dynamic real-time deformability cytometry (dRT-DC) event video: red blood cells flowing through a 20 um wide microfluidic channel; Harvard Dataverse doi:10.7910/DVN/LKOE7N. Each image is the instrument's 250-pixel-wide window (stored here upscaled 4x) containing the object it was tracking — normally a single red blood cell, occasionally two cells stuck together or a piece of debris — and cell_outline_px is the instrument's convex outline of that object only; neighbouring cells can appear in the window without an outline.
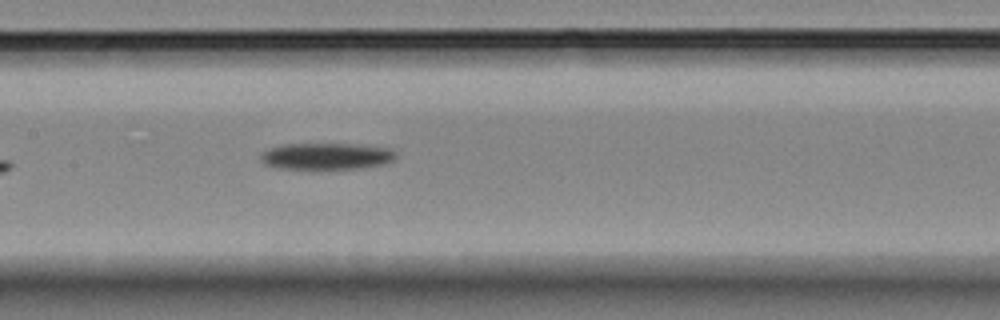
{"species": "Egyptian fruit bat (a non-hibernating species)", "species_latin": "Rousettus aegyptiacus", "temperature_condition": "room temperature", "stored_images_in_passage": 8, "camera_frame_rate_fps": 3000, "um_per_image_px": 0.085, "animal": {"sex": "female"}, "frame": {"image": 1, "passage_image": 8, "time_ms": 9.333, "image_size_px": [1000, 320], "cell_outline_px": [[396, 156], [392, 160], [384, 164], [356, 168], [276, 168], [264, 164], [260, 160], [260, 152], [268, 148], [284, 144], [356, 144], [392, 148], [396, 152]], "centroid_in_image_um": [27.72, 13.26], "position_along_channel_um": 179.7, "area_um2": 20.92}}